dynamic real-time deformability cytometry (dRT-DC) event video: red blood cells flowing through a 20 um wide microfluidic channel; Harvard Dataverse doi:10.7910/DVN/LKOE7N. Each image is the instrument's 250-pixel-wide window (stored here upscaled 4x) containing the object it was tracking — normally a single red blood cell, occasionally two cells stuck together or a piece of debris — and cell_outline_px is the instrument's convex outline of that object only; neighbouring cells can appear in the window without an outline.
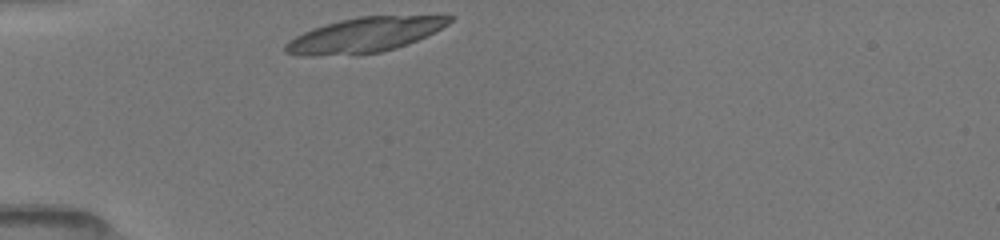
{"species": "common noctule bat (a hibernating species)", "species_latin": "Nyctalus noctula", "temperature_condition": "room temperature", "stored_images_in_passage": 29, "camera_frame_rate_fps": 3000, "um_per_image_px": 0.085, "animal": {"sex": "female", "body_mass_g": 19.5, "forearm_length_mm": 54.1}, "frame": {"image": 1, "passage_image": 1, "time_ms": 0.0, "image_size_px": [1000, 240], "cell_outline_px": [[452, 20], [448, 24], [416, 40], [396, 48], [380, 52], [360, 56], [300, 56], [284, 52], [284, 44], [288, 40], [312, 28], [340, 20], [360, 16], [452, 16]], "centroid_in_image_um": [30.88, 3.01], "position_along_channel_um": 54.1, "area_um2": 33.29}}
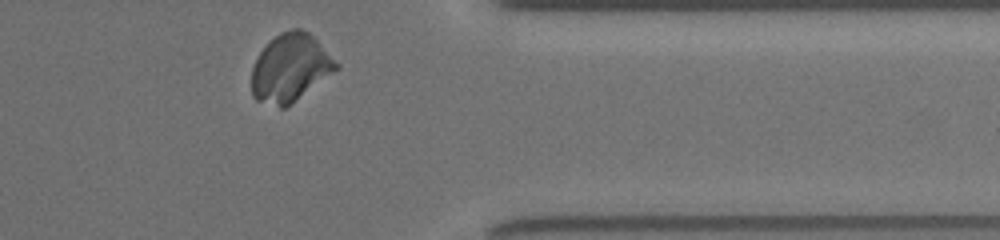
{"frame": {"image": 2, "passage_image": 28, "time_ms": 9.0, "image_size_px": [1000, 240], "cell_outline_px": [[340, 68], [284, 108], [280, 108], [256, 100], [252, 96], [252, 68], [260, 52], [268, 40], [280, 32], [292, 28], [300, 28], [308, 32], [340, 64]], "centroid_in_image_um": [24.66, 5.75], "position_along_channel_um": 386.7, "area_um2": 33.29}}